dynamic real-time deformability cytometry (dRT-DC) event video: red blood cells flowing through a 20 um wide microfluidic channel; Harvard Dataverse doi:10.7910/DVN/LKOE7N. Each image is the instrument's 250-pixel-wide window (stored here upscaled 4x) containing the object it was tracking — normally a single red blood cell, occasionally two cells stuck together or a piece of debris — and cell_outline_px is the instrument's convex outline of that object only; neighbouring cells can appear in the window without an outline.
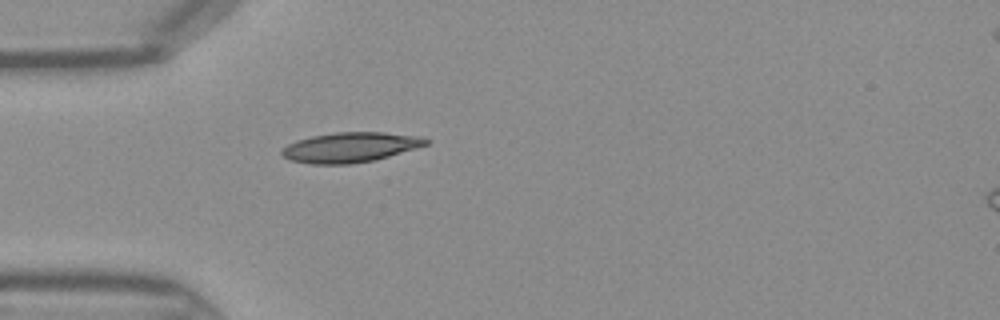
{"species": "Egyptian fruit bat (a non-hibernating species)", "species_latin": "Rousettus aegyptiacus", "temperature_condition": "warm", "stored_images_in_passage": 33, "camera_frame_rate_fps": 3000, "um_per_image_px": 0.085, "frame": {"image": 1, "passage_image": 1, "time_ms": 0.0, "image_size_px": [1000, 320], "cell_outline_px": [[428, 144], [416, 148], [376, 160], [352, 164], [312, 164], [292, 160], [284, 156], [280, 152], [288, 144], [296, 140], [312, 136], [336, 132], [384, 132], [420, 136], [428, 140]], "centroid_in_image_um": [29.79, 12.52], "position_along_channel_um": 55.2, "area_um2": 25.09}}
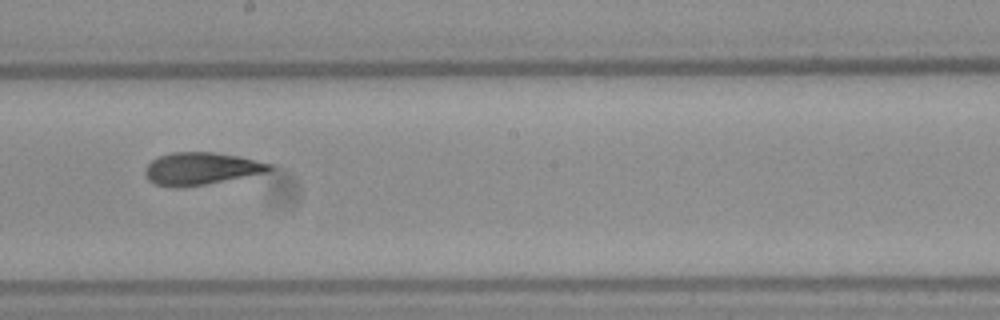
{"frame": {"image": 2, "passage_image": 13, "time_ms": 4.0, "image_size_px": [1000, 320], "cell_outline_px": [[272, 168], [268, 172], [204, 184], [180, 188], [156, 184], [148, 180], [144, 176], [144, 168], [152, 160], [160, 156], [172, 152], [212, 152], [240, 156], [272, 164]], "centroid_in_image_um": [17.06, 14.33], "position_along_channel_um": 231.1, "area_um2": 23.35}}
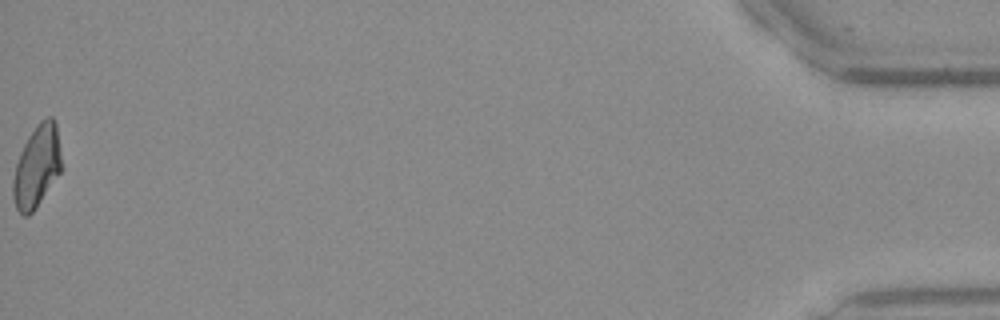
{"frame": {"image": 3, "passage_image": 33, "time_ms": 10.667, "image_size_px": [1000, 320], "cell_outline_px": [[64, 168], [36, 208], [28, 216], [24, 216], [16, 208], [12, 196], [12, 180], [16, 164], [20, 152], [28, 136], [40, 120], [48, 116], [52, 116], [56, 124]], "centroid_in_image_um": [3.15, 14.15], "position_along_channel_um": 432.0, "area_um2": 23.58}}